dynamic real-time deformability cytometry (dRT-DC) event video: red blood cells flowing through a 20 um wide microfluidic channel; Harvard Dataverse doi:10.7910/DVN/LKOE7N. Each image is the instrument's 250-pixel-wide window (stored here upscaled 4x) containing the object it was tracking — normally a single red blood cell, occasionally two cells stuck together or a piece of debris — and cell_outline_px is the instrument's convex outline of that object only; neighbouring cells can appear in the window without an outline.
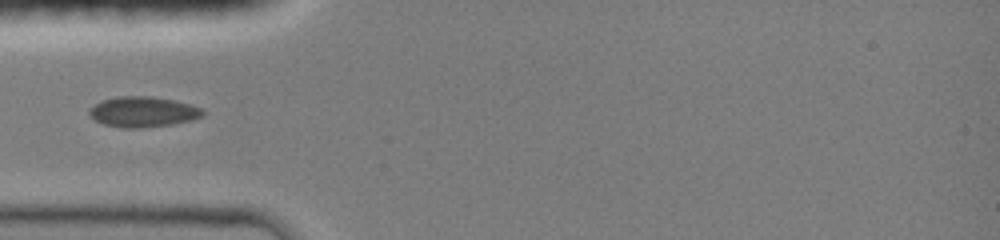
{"species": "common noctule bat (a hibernating species)", "species_latin": "Nyctalus noctula", "temperature_condition": "room temperature", "stored_images_in_passage": 50, "camera_frame_rate_fps": 3000, "um_per_image_px": 0.085, "animal": {"sex": "female", "body_mass_g": 19.0, "forearm_length_mm": 51.5}, "frame": {"image": 1, "passage_image": 1, "time_ms": 0.0, "image_size_px": [1000, 240], "cell_outline_px": [[204, 116], [192, 120], [172, 124], [140, 128], [124, 128], [104, 124], [96, 120], [88, 112], [96, 104], [104, 100], [116, 96], [152, 96], [172, 100], [188, 104], [200, 108], [204, 112]], "centroid_in_image_um": [12.18, 9.51], "position_along_channel_um": 72.8, "area_um2": 19.83}}
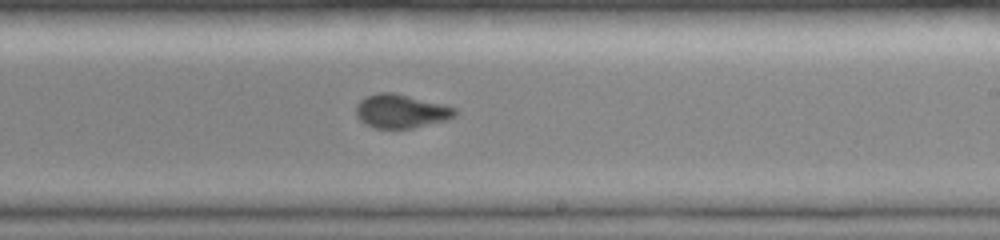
{"frame": {"image": 2, "passage_image": 21, "time_ms": 4.333, "image_size_px": [1000, 240], "cell_outline_px": [[456, 116], [448, 120], [412, 128], [376, 128], [364, 124], [356, 116], [356, 104], [360, 100], [376, 92], [396, 92], [444, 104], [456, 108]], "centroid_in_image_um": [34.09, 9.44], "position_along_channel_um": 254.9, "area_um2": 19.71}}
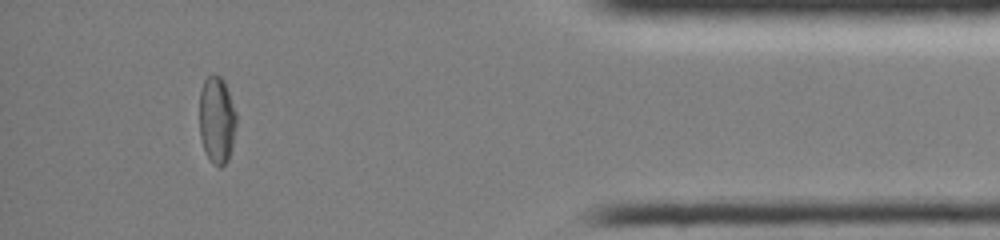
{"frame": {"image": 3, "passage_image": 43, "time_ms": 9.0, "image_size_px": [1000, 240], "cell_outline_px": [[236, 124], [232, 148], [228, 160], [220, 168], [208, 156], [204, 148], [200, 136], [200, 92], [204, 80], [212, 72], [220, 76], [224, 80], [236, 112]], "centroid_in_image_um": [18.44, 10.15], "position_along_channel_um": 416.8, "area_um2": 18.67}}